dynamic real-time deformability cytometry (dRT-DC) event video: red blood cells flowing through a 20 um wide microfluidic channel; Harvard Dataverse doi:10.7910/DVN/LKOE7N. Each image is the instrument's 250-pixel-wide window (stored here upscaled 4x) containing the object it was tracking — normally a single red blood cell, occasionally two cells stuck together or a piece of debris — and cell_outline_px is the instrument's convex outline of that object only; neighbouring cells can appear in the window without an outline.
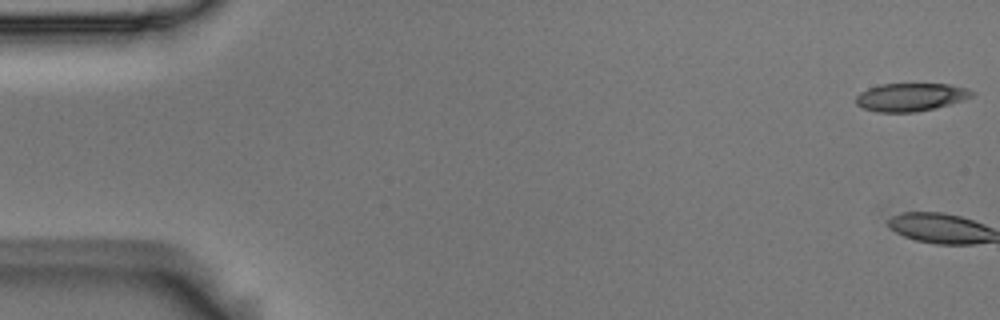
{"species": "Egyptian fruit bat (a non-hibernating species)", "species_latin": "Rousettus aegyptiacus", "temperature_condition": "room temperature", "stored_images_in_passage": 2, "camera_frame_rate_fps": 3000, "um_per_image_px": 0.085, "animal": {"sex": "male"}, "frame": {"image": 1, "passage_image": 1, "time_ms": 0.0, "image_size_px": [1000, 320], "cell_outline_px": [[976, 92], [972, 96], [936, 108], [916, 112], [876, 112], [864, 108], [856, 104], [856, 96], [860, 92], [868, 88], [880, 84], [948, 84], [968, 88]], "centroid_in_image_um": [77.39, 8.25], "position_along_channel_um": 7.6, "area_um2": 18.9}}